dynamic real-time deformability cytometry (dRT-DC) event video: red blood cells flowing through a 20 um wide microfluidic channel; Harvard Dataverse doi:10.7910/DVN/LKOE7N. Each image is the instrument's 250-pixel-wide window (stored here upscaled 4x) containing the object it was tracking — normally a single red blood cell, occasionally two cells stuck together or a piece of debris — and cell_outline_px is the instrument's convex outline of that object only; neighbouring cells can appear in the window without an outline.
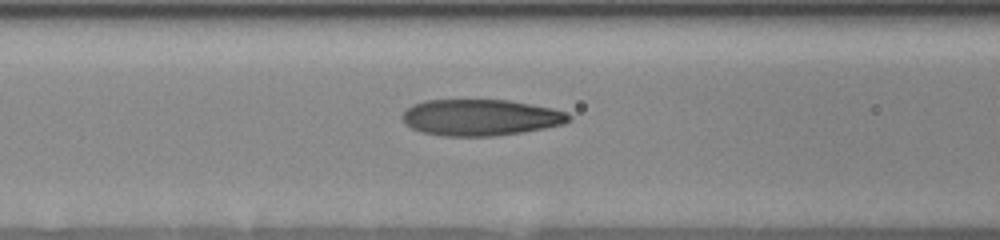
{"species": "human", "species_latin": "Homo sapiens", "temperature_condition": "room temperature", "stored_images_in_passage": 33, "camera_frame_rate_fps": 3000, "um_per_image_px": 0.085, "donor": {"sex": "female"}, "frame": {"image": 1, "passage_image": 17, "time_ms": 5.0, "image_size_px": [1000, 240], "cell_outline_px": [[572, 120], [564, 124], [524, 132], [496, 136], [444, 136], [420, 132], [404, 124], [400, 116], [412, 104], [424, 100], [508, 100], [552, 108], [568, 112], [572, 116]], "centroid_in_image_um": [40.85, 9.99], "position_along_channel_um": 125.8, "area_um2": 35.6}}
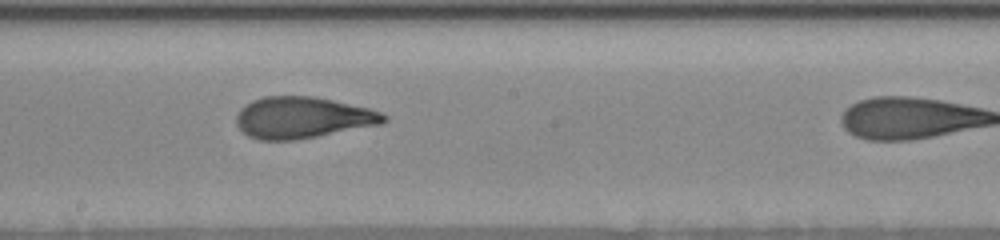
{"frame": {"image": 2, "passage_image": 24, "time_ms": 7.333, "image_size_px": [1000, 240], "cell_outline_px": [[388, 120], [380, 124], [316, 136], [292, 140], [260, 140], [248, 136], [236, 124], [236, 116], [240, 108], [252, 100], [264, 96], [312, 96], [332, 100], [368, 108], [380, 112], [388, 116]], "centroid_in_image_um": [25.68, 9.99], "position_along_channel_um": 222.5, "area_um2": 35.32}}
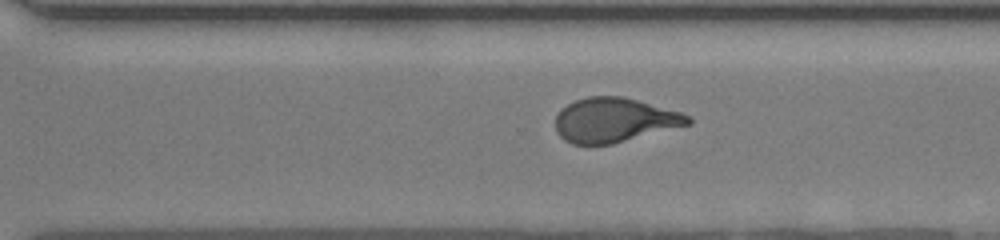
{"frame": {"image": 3, "passage_image": 31, "time_ms": 9.667, "image_size_px": [1000, 240], "cell_outline_px": [[692, 124], [612, 144], [572, 144], [564, 140], [556, 132], [556, 116], [560, 108], [576, 100], [588, 96], [624, 96], [680, 112], [688, 116], [692, 120]], "centroid_in_image_um": [52.21, 10.2], "position_along_channel_um": 318.4, "area_um2": 34.33}}